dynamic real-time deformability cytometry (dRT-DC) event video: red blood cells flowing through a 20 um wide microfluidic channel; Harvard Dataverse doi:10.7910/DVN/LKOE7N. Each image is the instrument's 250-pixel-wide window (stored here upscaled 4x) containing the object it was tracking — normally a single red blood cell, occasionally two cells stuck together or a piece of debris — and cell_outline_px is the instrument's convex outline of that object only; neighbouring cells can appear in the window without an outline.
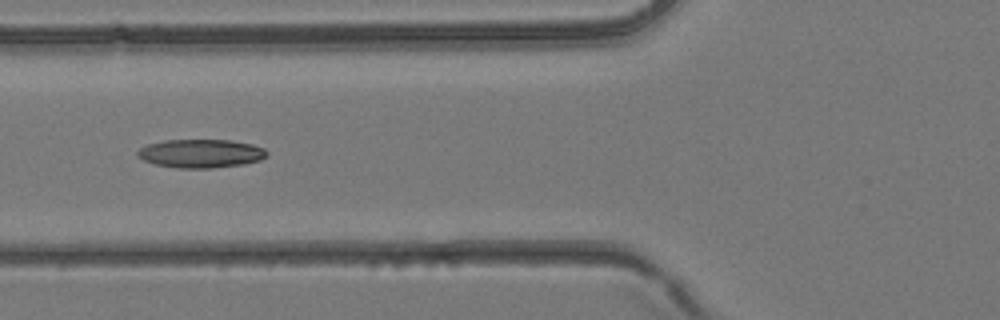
{"species": "common noctule bat (a hibernating species)", "species_latin": "Nyctalus noctula", "temperature_condition": "room temperature", "stored_images_in_passage": 4, "camera_frame_rate_fps": 3000, "um_per_image_px": 0.085, "animal": {"sex": "female", "body_mass_g": 24.6, "forearm_length_mm": 56.2}, "frame": {"image": 1, "passage_image": 4, "time_ms": 1.0, "image_size_px": [1000, 320], "cell_outline_px": [[268, 156], [260, 160], [244, 164], [212, 168], [176, 168], [156, 164], [144, 160], [136, 156], [136, 152], [140, 148], [148, 144], [164, 140], [232, 140], [252, 144], [264, 148], [268, 152]], "centroid_in_image_um": [17.09, 13.04], "position_along_channel_um": 108.7, "area_um2": 21.62}}